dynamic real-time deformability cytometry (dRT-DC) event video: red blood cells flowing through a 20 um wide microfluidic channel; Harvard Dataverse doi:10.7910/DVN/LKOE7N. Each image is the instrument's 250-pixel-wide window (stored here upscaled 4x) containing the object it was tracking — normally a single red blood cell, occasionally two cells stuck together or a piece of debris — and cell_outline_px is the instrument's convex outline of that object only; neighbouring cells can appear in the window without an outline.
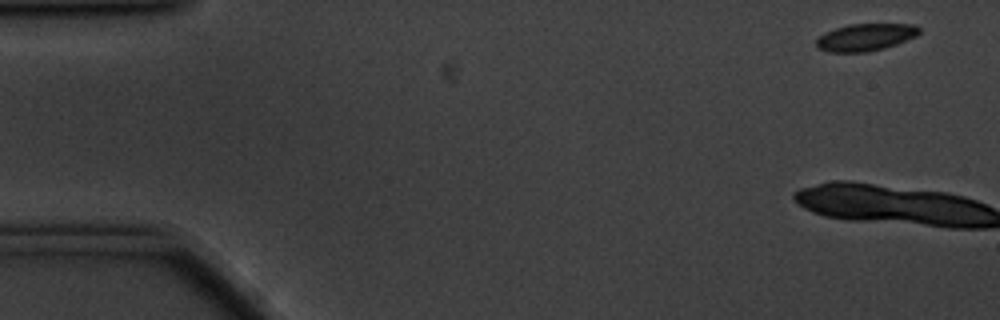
{"species": "common noctule bat (a hibernating species)", "species_latin": "Nyctalus noctula", "temperature_condition": "cold", "stored_images_in_passage": 3, "camera_frame_rate_fps": 3000, "um_per_image_px": 0.085, "animal": {"sex": "male", "body_mass_g": 20.1, "forearm_length_mm": 53.5}, "frame": {"image": 1, "passage_image": 1, "time_ms": 0.0, "image_size_px": [1000, 320], "cell_outline_px": [[920, 32], [916, 36], [896, 44], [884, 48], [868, 52], [828, 52], [816, 48], [816, 40], [820, 36], [836, 28], [848, 24], [912, 24], [920, 28]], "centroid_in_image_um": [73.56, 3.17], "position_along_channel_um": 11.4, "area_um2": 16.24}}